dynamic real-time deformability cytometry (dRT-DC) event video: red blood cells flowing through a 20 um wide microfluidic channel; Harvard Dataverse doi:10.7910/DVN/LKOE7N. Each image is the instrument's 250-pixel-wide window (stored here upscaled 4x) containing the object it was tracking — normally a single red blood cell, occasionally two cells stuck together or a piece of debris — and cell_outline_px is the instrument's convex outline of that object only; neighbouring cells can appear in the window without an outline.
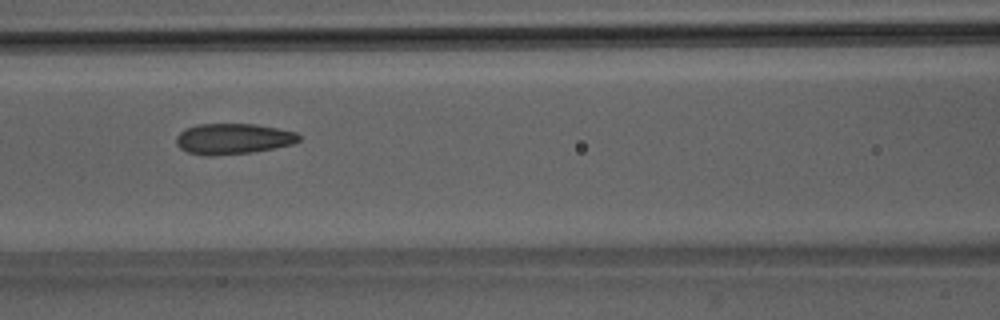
{"species": "Egyptian fruit bat (a non-hibernating species)", "species_latin": "Rousettus aegyptiacus", "temperature_condition": "room temperature", "stored_images_in_passage": 49, "camera_frame_rate_fps": 3000, "um_per_image_px": 0.085, "animal": {"sex": "male"}, "frame": {"image": 1, "passage_image": 23, "time_ms": 7.333, "image_size_px": [1000, 320], "cell_outline_px": [[300, 140], [292, 144], [252, 152], [212, 156], [204, 156], [188, 152], [180, 148], [176, 144], [176, 136], [184, 128], [196, 124], [256, 124], [296, 132], [300, 136]], "centroid_in_image_um": [19.77, 11.79], "position_along_channel_um": 146.8, "area_um2": 22.02}}
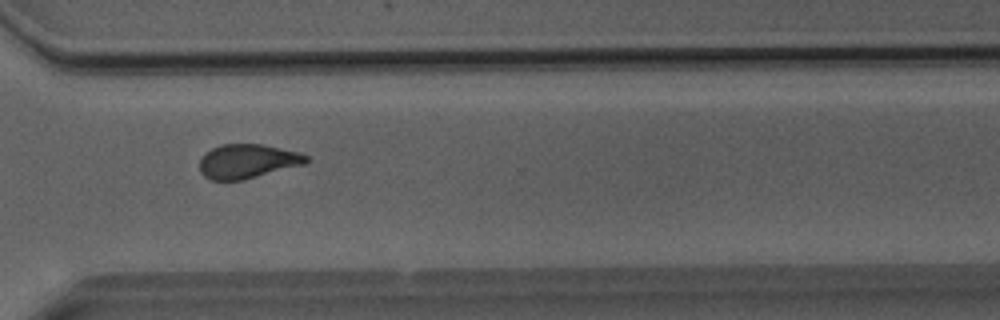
{"frame": {"image": 2, "passage_image": 38, "time_ms": 12.333, "image_size_px": [1000, 320], "cell_outline_px": [[308, 160], [304, 164], [244, 180], [208, 180], [200, 172], [200, 156], [204, 152], [220, 144], [260, 144], [300, 152], [308, 156]], "centroid_in_image_um": [20.99, 13.71], "position_along_channel_um": 349.6, "area_um2": 21.39}}
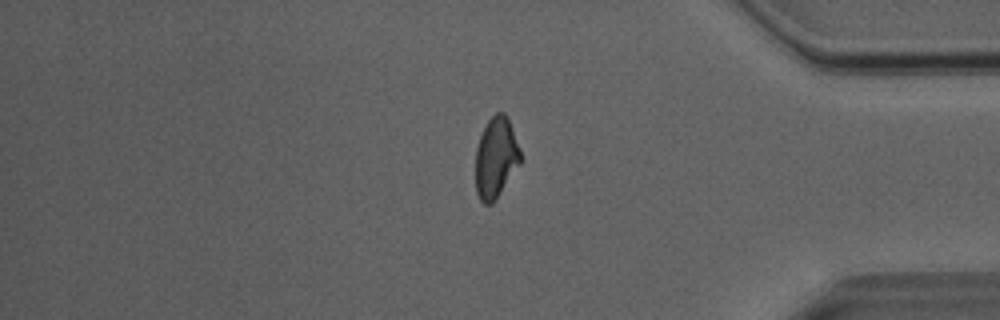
{"frame": {"image": 3, "passage_image": 43, "time_ms": 14.0, "image_size_px": [1000, 320], "cell_outline_px": [[520, 164], [492, 204], [484, 204], [480, 200], [476, 192], [476, 148], [480, 136], [488, 120], [496, 112], [504, 112], [508, 120], [520, 148]], "centroid_in_image_um": [42.14, 13.41], "position_along_channel_um": 393.1, "area_um2": 20.87}}